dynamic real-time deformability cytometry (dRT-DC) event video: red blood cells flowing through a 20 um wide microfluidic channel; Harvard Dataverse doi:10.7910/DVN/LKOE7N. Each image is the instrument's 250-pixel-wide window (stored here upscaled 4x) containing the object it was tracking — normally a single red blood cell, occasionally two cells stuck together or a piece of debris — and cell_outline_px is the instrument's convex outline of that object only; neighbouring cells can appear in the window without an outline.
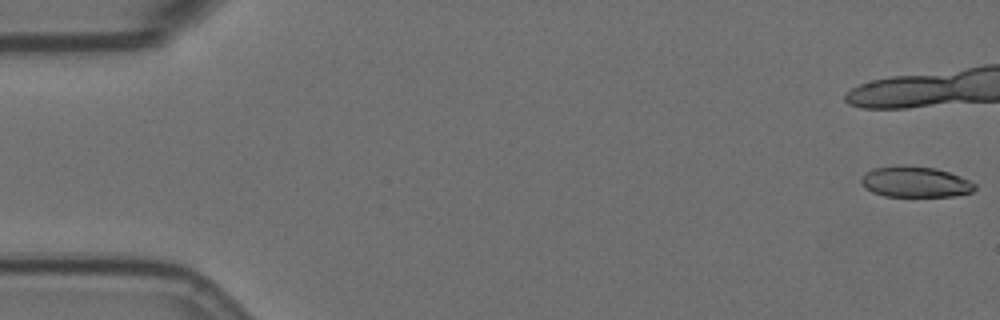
{"species": "Egyptian fruit bat (a non-hibernating species)", "species_latin": "Rousettus aegyptiacus", "temperature_condition": "room temperature", "stored_images_in_passage": 25, "camera_frame_rate_fps": 3000, "um_per_image_px": 0.085, "animal": {"sex": "female"}, "frame": {"image": 1, "passage_image": 1, "time_ms": 0.0, "image_size_px": [1000, 320], "cell_outline_px": [[976, 188], [972, 192], [956, 196], [884, 196], [872, 192], [864, 188], [860, 180], [864, 172], [872, 168], [896, 164], [904, 164], [936, 168], [960, 176], [976, 184]], "centroid_in_image_um": [77.75, 15.44], "position_along_channel_um": 7.2, "area_um2": 20.81}}